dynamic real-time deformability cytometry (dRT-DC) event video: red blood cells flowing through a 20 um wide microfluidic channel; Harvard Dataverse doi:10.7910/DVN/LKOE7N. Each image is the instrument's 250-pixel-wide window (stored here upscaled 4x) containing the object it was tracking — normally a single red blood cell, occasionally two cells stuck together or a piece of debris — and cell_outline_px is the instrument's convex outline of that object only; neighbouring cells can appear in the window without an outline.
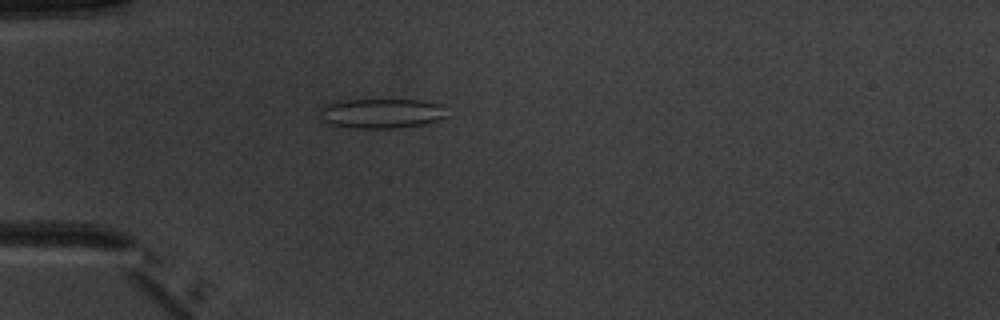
{"species": "common noctule bat (a hibernating species)", "species_latin": "Nyctalus noctula", "temperature_condition": "warm", "stored_images_in_passage": 5, "camera_frame_rate_fps": 3000, "um_per_image_px": 0.085, "animal": {"sex": "male", "body_mass_g": 20.1, "forearm_length_mm": 53.5}, "frame": {"image": 1, "passage_image": 5, "time_ms": 4.667, "image_size_px": [1000, 320], "cell_outline_px": [[448, 116], [424, 124], [396, 128], [352, 128], [328, 124], [320, 116], [320, 108], [324, 104], [336, 100], [424, 100], [444, 104]], "centroid_in_image_um": [32.43, 9.62], "position_along_channel_um": 52.6, "area_um2": 22.37}}